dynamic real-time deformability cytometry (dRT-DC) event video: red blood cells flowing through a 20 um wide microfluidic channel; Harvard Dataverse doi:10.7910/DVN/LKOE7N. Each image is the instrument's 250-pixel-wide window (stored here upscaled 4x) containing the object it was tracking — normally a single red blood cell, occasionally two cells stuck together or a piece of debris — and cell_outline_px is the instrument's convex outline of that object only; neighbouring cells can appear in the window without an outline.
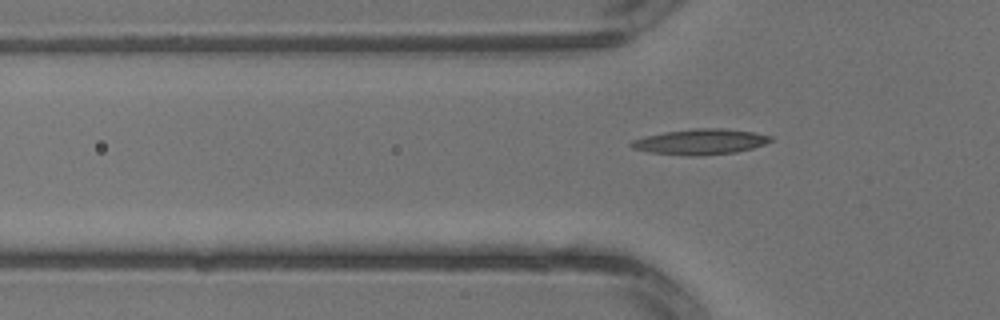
{"species": "common noctule bat (a hibernating species)", "species_latin": "Nyctalus noctula", "temperature_condition": "warm", "stored_images_in_passage": 3, "camera_frame_rate_fps": 3000, "um_per_image_px": 0.085, "animal": {"sex": "male", "body_mass_g": 13.3}, "frame": {"image": 1, "passage_image": 3, "time_ms": 0.667, "image_size_px": [1000, 320], "cell_outline_px": [[772, 140], [764, 144], [752, 148], [736, 152], [696, 156], [688, 156], [648, 152], [632, 148], [628, 144], [632, 140], [644, 136], [664, 132], [696, 128], [724, 128], [756, 132], [772, 136]], "centroid_in_image_um": [59.52, 12.04], "position_along_channel_um": 66.3, "area_um2": 20.87}}